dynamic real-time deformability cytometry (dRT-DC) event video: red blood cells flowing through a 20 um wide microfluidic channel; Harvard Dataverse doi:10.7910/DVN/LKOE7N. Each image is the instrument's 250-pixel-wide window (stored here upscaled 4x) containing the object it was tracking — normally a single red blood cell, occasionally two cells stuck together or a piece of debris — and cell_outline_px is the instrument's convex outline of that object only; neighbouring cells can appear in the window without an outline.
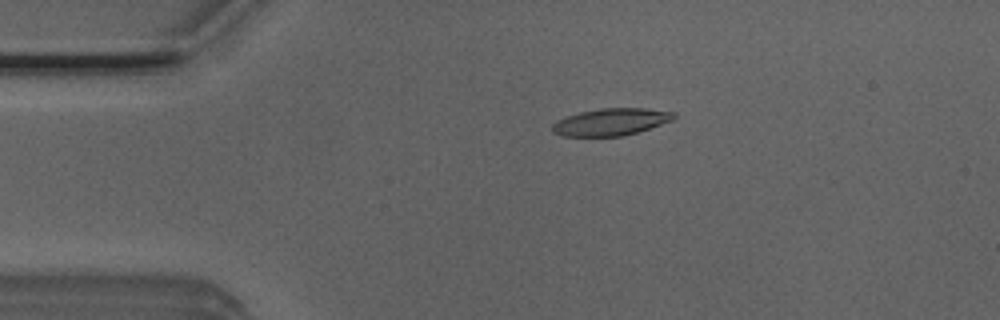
{"species": "Egyptian fruit bat (a non-hibernating species)", "species_latin": "Rousettus aegyptiacus", "temperature_condition": "room temperature", "stored_images_in_passage": 8, "camera_frame_rate_fps": 3000, "um_per_image_px": 0.085, "animal": {"sex": "male"}, "frame": {"image": 1, "passage_image": 3, "time_ms": 0.667, "image_size_px": [1000, 320], "cell_outline_px": [[676, 116], [672, 120], [624, 136], [564, 136], [552, 132], [552, 124], [568, 116], [580, 112], [600, 108], [644, 108], [676, 112]], "centroid_in_image_um": [51.94, 10.36], "position_along_channel_um": 33.1, "area_um2": 18.96}}
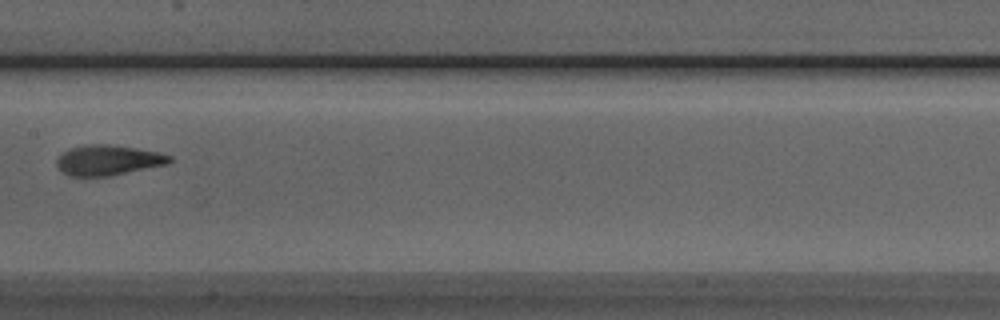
{"frame": {"image": 2, "passage_image": 7, "time_ms": 2.0, "image_size_px": [1000, 320], "cell_outline_px": [[172, 160], [168, 164], [112, 176], [68, 176], [56, 164], [56, 160], [64, 152], [72, 148], [84, 144], [108, 144], [136, 148], [160, 152], [172, 156]], "centroid_in_image_um": [9.23, 13.62], "position_along_channel_um": 198.2, "area_um2": 19.94}}
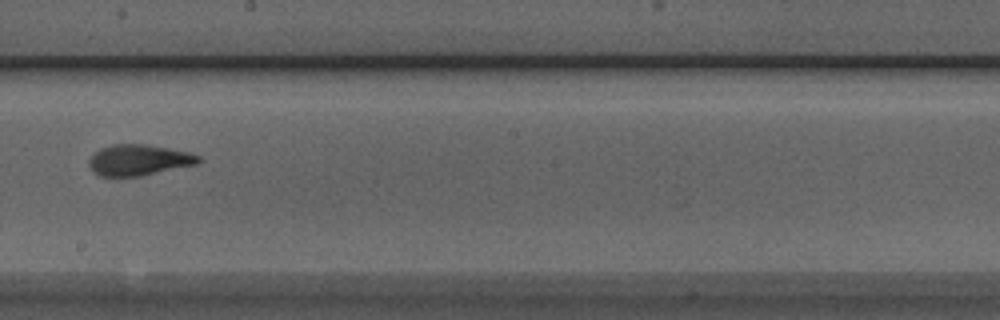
{"frame": {"image": 3, "passage_image": 8, "time_ms": 2.333, "image_size_px": [1000, 320], "cell_outline_px": [[204, 160], [196, 164], [140, 176], [100, 176], [88, 164], [88, 160], [100, 148], [112, 144], [144, 144], [188, 152], [200, 156]], "centroid_in_image_um": [11.81, 13.6], "position_along_channel_um": 236.4, "area_um2": 19.48}}